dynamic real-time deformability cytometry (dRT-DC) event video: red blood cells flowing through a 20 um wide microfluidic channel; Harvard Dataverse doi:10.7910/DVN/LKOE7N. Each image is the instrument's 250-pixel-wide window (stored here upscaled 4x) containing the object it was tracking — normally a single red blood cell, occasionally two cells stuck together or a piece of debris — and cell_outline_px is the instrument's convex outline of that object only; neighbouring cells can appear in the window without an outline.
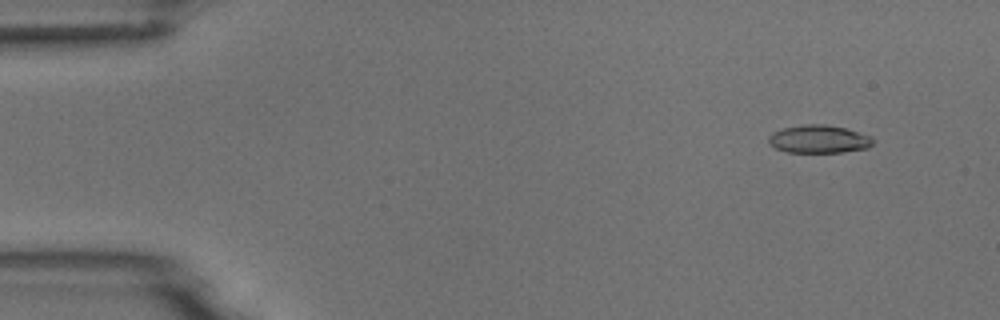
{"species": "common noctule bat (a hibernating species)", "species_latin": "Nyctalus noctula", "temperature_condition": "room temperature", "stored_images_in_passage": 6, "camera_frame_rate_fps": 3000, "um_per_image_px": 0.085, "animal": {"sex": "male", "body_mass_g": 18.8}, "frame": {"image": 1, "passage_image": 2, "time_ms": 1.333, "image_size_px": [1000, 320], "cell_outline_px": [[876, 140], [868, 148], [844, 152], [788, 152], [776, 148], [768, 144], [768, 136], [772, 132], [784, 128], [804, 124], [824, 124], [844, 128], [872, 136]], "centroid_in_image_um": [69.61, 11.83], "position_along_channel_um": 15.4, "area_um2": 17.11}}
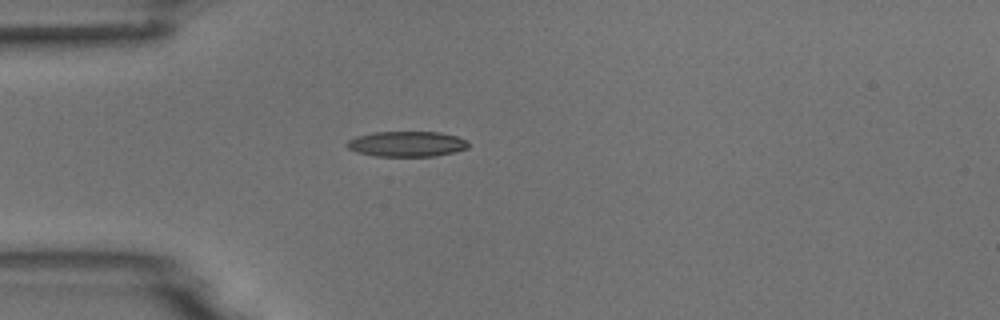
{"frame": {"image": 2, "passage_image": 5, "time_ms": 4.667, "image_size_px": [1000, 320], "cell_outline_px": [[468, 148], [436, 156], [376, 156], [356, 152], [348, 148], [344, 144], [348, 140], [356, 136], [372, 132], [440, 132], [456, 136], [468, 140]], "centroid_in_image_um": [34.55, 12.23], "position_along_channel_um": 50.5, "area_um2": 18.03}}